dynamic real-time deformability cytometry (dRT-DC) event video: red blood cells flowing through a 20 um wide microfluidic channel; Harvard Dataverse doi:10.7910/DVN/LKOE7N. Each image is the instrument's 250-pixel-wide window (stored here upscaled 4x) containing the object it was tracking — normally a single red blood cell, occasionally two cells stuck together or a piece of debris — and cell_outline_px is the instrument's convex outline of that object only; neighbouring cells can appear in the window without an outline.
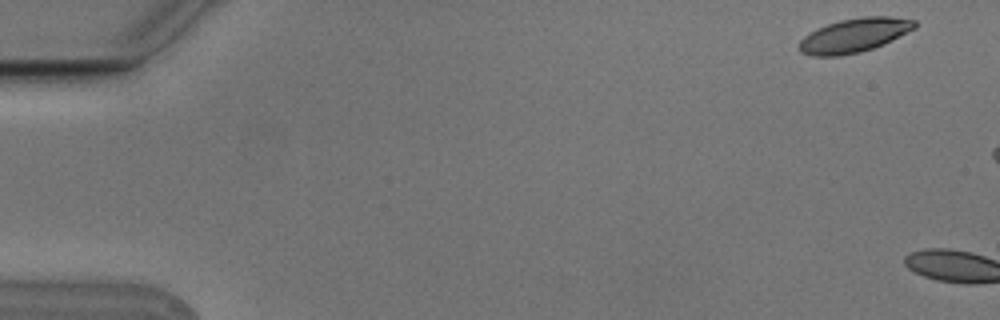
{"species": "Egyptian fruit bat (a non-hibernating species)", "species_latin": "Rousettus aegyptiacus", "temperature_condition": "cold", "stored_images_in_passage": 3, "segment_of_instrument_passage": [2, 2], "camera_frame_rate_fps": 3000, "um_per_image_px": 0.085, "animal": {"sex": "male"}, "frame": {"image": 1, "passage_image": 3, "time_ms": 0.667, "image_size_px": [1000, 320], "cell_outline_px": [[916, 28], [872, 48], [860, 52], [840, 56], [812, 56], [800, 52], [800, 40], [804, 36], [828, 24], [840, 20], [860, 16], [892, 16], [916, 20]], "centroid_in_image_um": [72.62, 2.99], "position_along_channel_um": 12.4, "area_um2": 22.6}}